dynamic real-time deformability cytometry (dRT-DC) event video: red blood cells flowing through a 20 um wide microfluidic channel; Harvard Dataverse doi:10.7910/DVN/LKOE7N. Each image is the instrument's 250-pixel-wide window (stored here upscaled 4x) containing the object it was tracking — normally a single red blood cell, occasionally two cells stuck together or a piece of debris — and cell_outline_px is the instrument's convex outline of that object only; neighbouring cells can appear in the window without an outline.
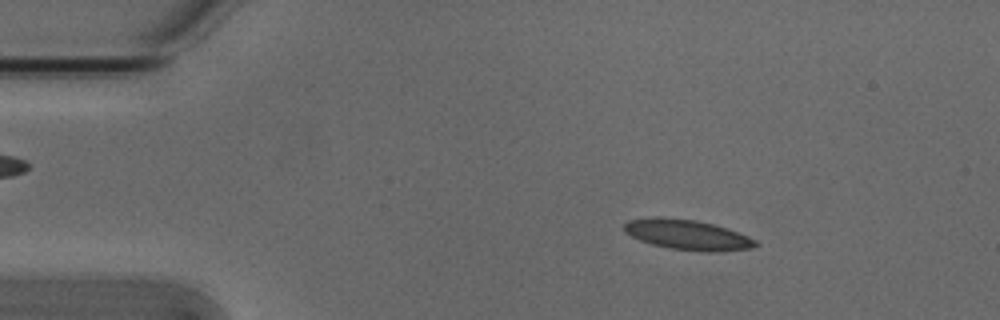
{"species": "Egyptian fruit bat (a non-hibernating species)", "species_latin": "Rousettus aegyptiacus", "temperature_condition": "cold", "stored_images_in_passage": 53, "camera_frame_rate_fps": 3000, "um_per_image_px": 0.085, "animal": {"sex": "male"}, "frame": {"image": 1, "passage_image": 8, "time_ms": 2.333, "image_size_px": [1000, 320], "cell_outline_px": [[760, 244], [752, 248], [716, 252], [704, 252], [668, 248], [652, 244], [640, 240], [624, 232], [624, 224], [628, 220], [656, 216], [660, 216], [696, 220], [728, 228], [748, 236], [756, 240]], "centroid_in_image_um": [58.44, 19.95], "position_along_channel_um": 26.6, "area_um2": 23.29}}
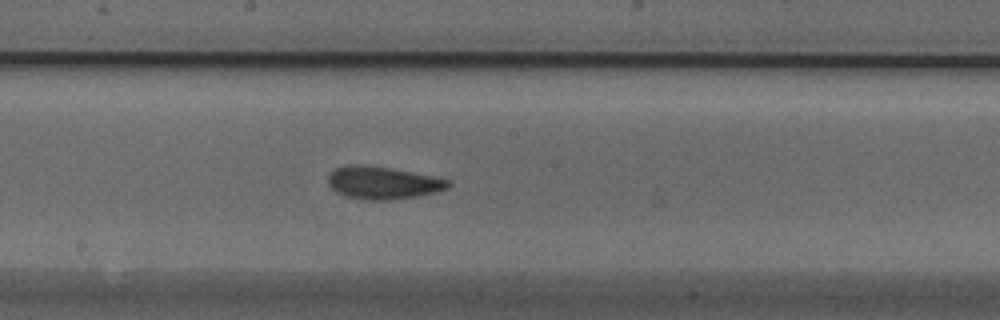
{"frame": {"image": 2, "passage_image": 28, "time_ms": 9.0, "image_size_px": [1000, 320], "cell_outline_px": [[452, 184], [448, 188], [436, 192], [416, 196], [388, 200], [368, 200], [344, 196], [336, 192], [328, 184], [328, 176], [336, 168], [348, 164], [360, 164], [392, 168], [440, 176], [452, 180]], "centroid_in_image_um": [32.6, 15.52], "position_along_channel_um": 215.6, "area_um2": 23.24}}
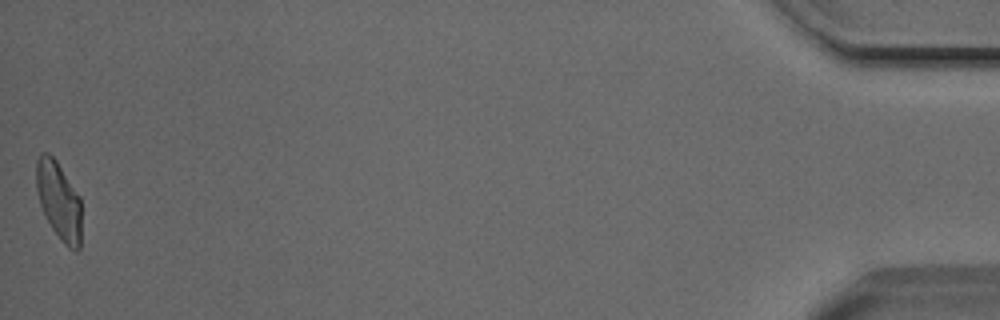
{"frame": {"image": 3, "passage_image": 53, "time_ms": 17.333, "image_size_px": [1000, 320], "cell_outline_px": [[80, 248], [76, 252], [68, 248], [60, 240], [52, 228], [40, 204], [36, 188], [36, 160], [40, 152], [48, 152], [56, 160], [80, 196]], "centroid_in_image_um": [4.99, 17.04], "position_along_channel_um": 430.2, "area_um2": 20.52}, "authors_computed_cell_mechanics": {"area_um2": 21.7328, "velocity_mm_per_s": 3.793, "shape_relaxation_time_tau1_ms": 7.0727, "shape_relaxation_time_tau2_ms": 2.2303, "deformation_change_tau1": 0.166, "deformation_change_tau2": 0.0848}}